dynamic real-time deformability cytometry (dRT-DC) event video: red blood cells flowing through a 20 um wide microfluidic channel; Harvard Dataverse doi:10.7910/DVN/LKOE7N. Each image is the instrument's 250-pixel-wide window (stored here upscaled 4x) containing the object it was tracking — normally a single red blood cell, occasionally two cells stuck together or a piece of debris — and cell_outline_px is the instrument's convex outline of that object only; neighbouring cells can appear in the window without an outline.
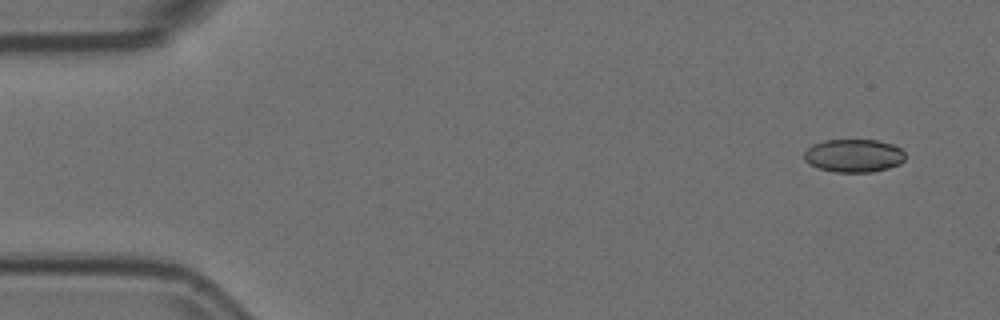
{"species": "Egyptian fruit bat (a non-hibernating species)", "species_latin": "Rousettus aegyptiacus", "temperature_condition": "room temperature", "stored_images_in_passage": 7, "camera_frame_rate_fps": 3000, "um_per_image_px": 0.085, "animal": {"sex": "female"}, "frame": {"image": 1, "passage_image": 1, "time_ms": 0.0, "image_size_px": [1000, 320], "cell_outline_px": [[904, 160], [900, 164], [888, 168], [872, 172], [836, 172], [820, 168], [808, 164], [804, 160], [804, 152], [812, 144], [824, 140], [876, 140], [892, 144], [900, 148], [904, 152]], "centroid_in_image_um": [72.56, 13.23], "position_along_channel_um": 12.4, "area_um2": 19.54}}
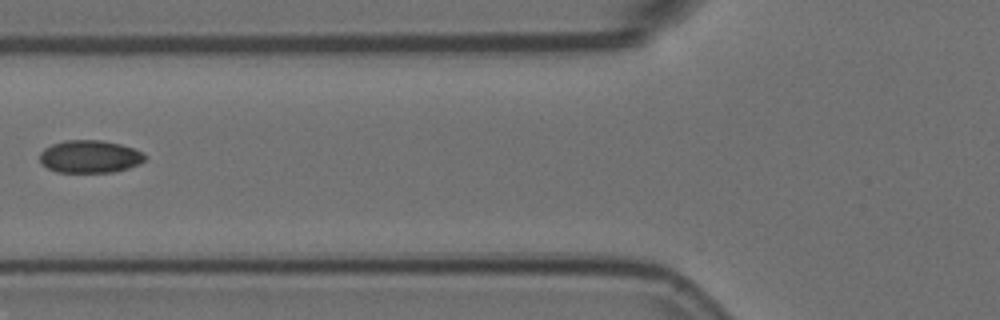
{"frame": {"image": 2, "passage_image": 6, "time_ms": 1.667, "image_size_px": [1000, 320], "cell_outline_px": [[148, 156], [140, 164], [128, 168], [112, 172], [56, 172], [48, 168], [40, 160], [40, 152], [44, 148], [52, 144], [64, 140], [100, 140], [120, 144], [144, 152]], "centroid_in_image_um": [7.66, 13.3], "position_along_channel_um": 118.1, "area_um2": 20.06}}
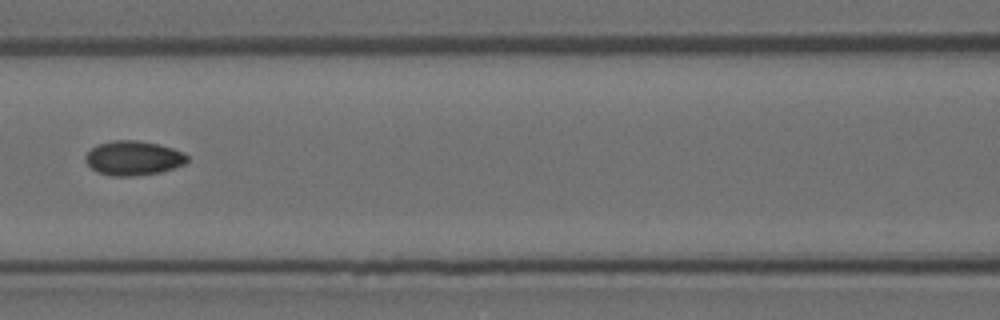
{"frame": {"image": 3, "passage_image": 7, "time_ms": 2.0, "image_size_px": [1000, 320], "cell_outline_px": [[188, 160], [184, 164], [160, 172], [132, 176], [112, 176], [96, 172], [84, 160], [84, 156], [96, 144], [112, 140], [136, 140], [160, 144], [184, 152], [188, 156]], "centroid_in_image_um": [11.31, 13.43], "position_along_channel_um": 155.3, "area_um2": 20.52}}